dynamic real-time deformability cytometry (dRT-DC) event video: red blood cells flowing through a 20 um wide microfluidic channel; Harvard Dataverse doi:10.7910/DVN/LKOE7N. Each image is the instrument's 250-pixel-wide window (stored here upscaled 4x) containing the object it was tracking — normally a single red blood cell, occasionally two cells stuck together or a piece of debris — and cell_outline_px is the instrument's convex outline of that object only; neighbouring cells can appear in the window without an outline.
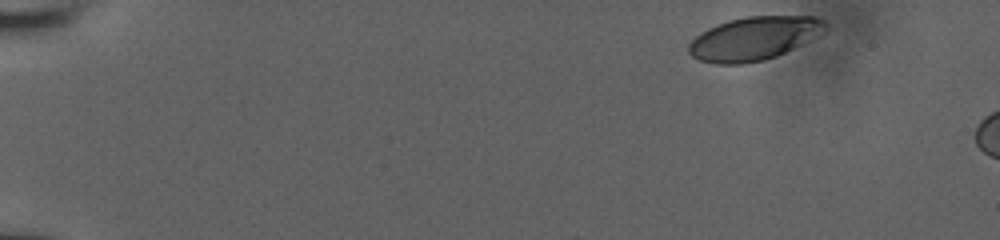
{"species": "human", "species_latin": "Homo sapiens", "temperature_condition": "room temperature", "stored_images_in_passage": 4, "camera_frame_rate_fps": 3000, "um_per_image_px": 0.085, "donor": {"sex": "male"}, "frame": {"image": 1, "passage_image": 1, "time_ms": 0.0, "image_size_px": [1000, 240], "cell_outline_px": [[828, 28], [792, 48], [776, 56], [764, 60], [744, 64], [716, 64], [700, 60], [692, 56], [688, 52], [688, 44], [700, 32], [708, 28], [728, 20], [748, 16], [816, 16], [824, 20], [828, 24]], "centroid_in_image_um": [64.05, 3.26], "position_along_channel_um": 21.0, "area_um2": 34.28}}